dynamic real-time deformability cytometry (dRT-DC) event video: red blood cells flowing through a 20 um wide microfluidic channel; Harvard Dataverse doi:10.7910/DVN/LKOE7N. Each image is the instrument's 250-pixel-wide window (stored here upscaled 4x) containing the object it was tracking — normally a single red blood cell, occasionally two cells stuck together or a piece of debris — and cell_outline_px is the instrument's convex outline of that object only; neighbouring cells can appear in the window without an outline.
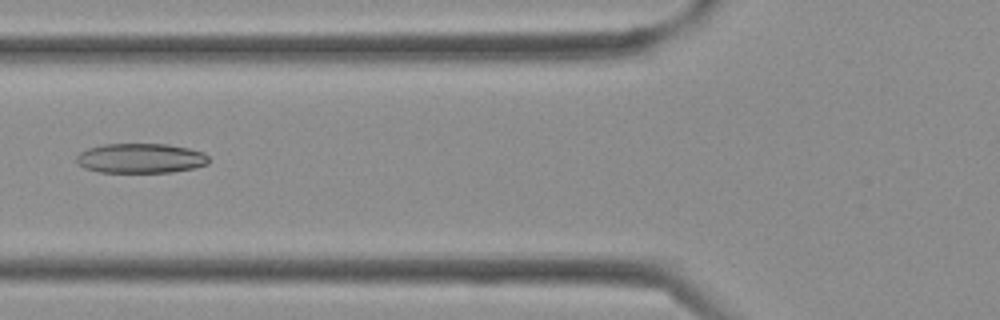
{"species": "Egyptian fruit bat (a non-hibernating species)", "species_latin": "Rousettus aegyptiacus", "temperature_condition": "cold", "stored_images_in_passage": 37, "camera_frame_rate_fps": 3000, "um_per_image_px": 0.085, "frame": {"image": 1, "passage_image": 14, "time_ms": 4.333, "image_size_px": [1000, 320], "cell_outline_px": [[208, 164], [196, 168], [172, 172], [100, 172], [84, 168], [76, 164], [76, 156], [80, 152], [88, 148], [104, 144], [168, 144], [188, 148], [204, 152], [208, 156]], "centroid_in_image_um": [11.95, 13.45], "position_along_channel_um": 113.8, "area_um2": 23.12}}
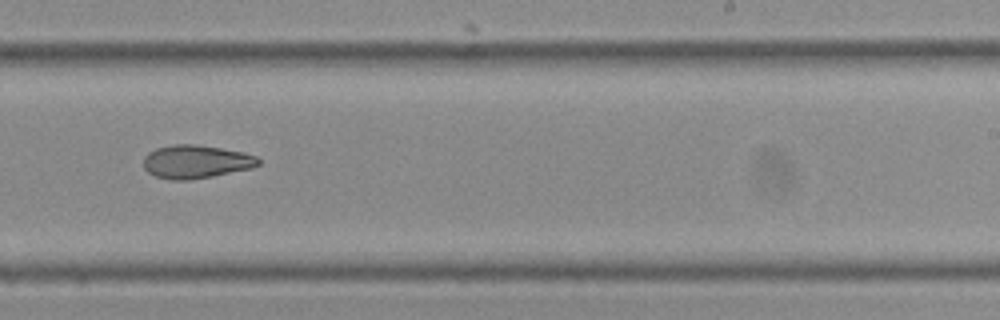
{"frame": {"image": 2, "passage_image": 23, "time_ms": 7.333, "image_size_px": [1000, 320], "cell_outline_px": [[260, 164], [252, 168], [212, 176], [188, 180], [172, 180], [156, 176], [148, 172], [144, 168], [144, 156], [148, 152], [156, 148], [176, 144], [196, 144], [220, 148], [240, 152], [256, 156], [260, 160]], "centroid_in_image_um": [16.64, 13.74], "position_along_channel_um": 272.4, "area_um2": 22.14}}
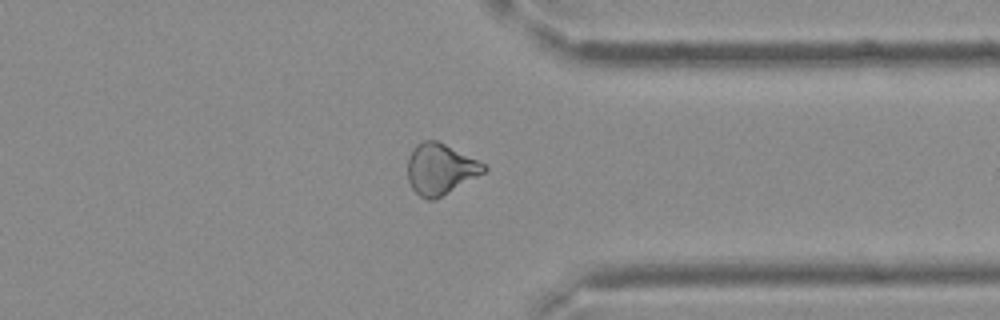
{"frame": {"image": 3, "passage_image": 29, "time_ms": 9.333, "image_size_px": [1000, 320], "cell_outline_px": [[488, 168], [484, 172], [436, 200], [428, 200], [420, 196], [412, 188], [408, 180], [408, 156], [412, 148], [416, 144], [424, 140], [436, 140], [484, 164]], "centroid_in_image_um": [37.38, 14.38], "position_along_channel_um": 374.0, "area_um2": 22.37}}